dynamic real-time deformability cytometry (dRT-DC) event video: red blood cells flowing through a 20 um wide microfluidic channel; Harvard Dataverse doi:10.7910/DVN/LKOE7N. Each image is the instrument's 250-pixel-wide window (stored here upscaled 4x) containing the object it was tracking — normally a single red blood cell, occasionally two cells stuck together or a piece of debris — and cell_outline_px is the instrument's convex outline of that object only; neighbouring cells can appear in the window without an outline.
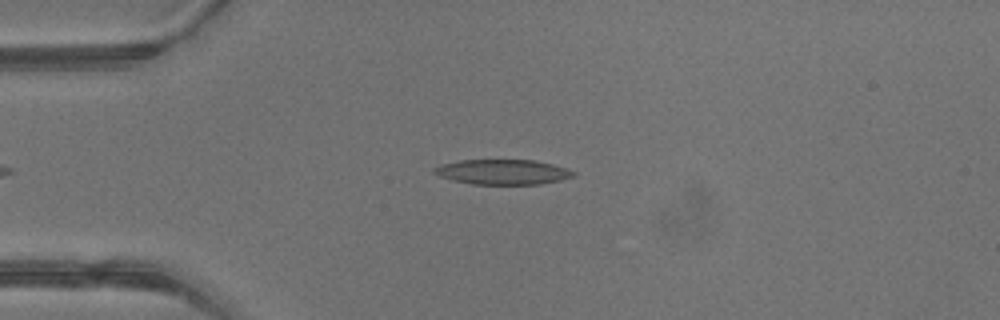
{"species": "common noctule bat (a hibernating species)", "species_latin": "Nyctalus noctula", "temperature_condition": "warm", "stored_images_in_passage": 3, "camera_frame_rate_fps": 3000, "um_per_image_px": 0.085, "animal": {"sex": "male", "body_mass_g": 13.3}, "frame": {"image": 1, "passage_image": 2, "time_ms": 0.333, "image_size_px": [1000, 320], "cell_outline_px": [[576, 176], [560, 180], [540, 184], [472, 184], [452, 180], [440, 176], [432, 172], [432, 168], [440, 164], [460, 160], [532, 160], [552, 164], [576, 172]], "centroid_in_image_um": [42.7, 14.62], "position_along_channel_um": 42.3, "area_um2": 20.29}}